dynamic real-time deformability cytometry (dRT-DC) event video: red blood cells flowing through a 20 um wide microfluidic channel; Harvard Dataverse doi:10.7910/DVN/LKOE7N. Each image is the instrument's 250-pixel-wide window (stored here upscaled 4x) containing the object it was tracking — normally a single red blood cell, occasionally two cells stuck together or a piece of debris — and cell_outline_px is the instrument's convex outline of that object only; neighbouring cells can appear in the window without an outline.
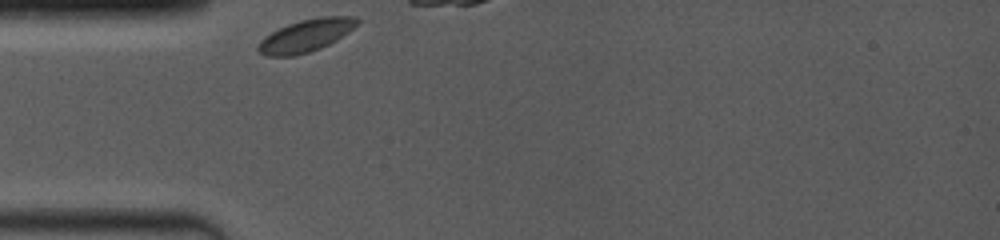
{"species": "common noctule bat (a hibernating species)", "species_latin": "Nyctalus noctula", "temperature_condition": "room temperature", "stored_images_in_passage": 9, "camera_frame_rate_fps": 4000, "um_per_image_px": 0.085, "animal": {"sex": "female", "body_mass_g": 19.0, "forearm_length_mm": 53.3}, "frame": {"image": 1, "passage_image": 1, "time_ms": 0.0, "image_size_px": [1000, 240], "cell_outline_px": [[360, 20], [348, 32], [336, 40], [320, 48], [308, 52], [292, 56], [264, 56], [256, 48], [260, 40], [264, 36], [288, 24], [300, 20], [320, 16], [356, 16]], "centroid_in_image_um": [25.98, 3.02], "position_along_channel_um": 59.0, "area_um2": 18.61}}